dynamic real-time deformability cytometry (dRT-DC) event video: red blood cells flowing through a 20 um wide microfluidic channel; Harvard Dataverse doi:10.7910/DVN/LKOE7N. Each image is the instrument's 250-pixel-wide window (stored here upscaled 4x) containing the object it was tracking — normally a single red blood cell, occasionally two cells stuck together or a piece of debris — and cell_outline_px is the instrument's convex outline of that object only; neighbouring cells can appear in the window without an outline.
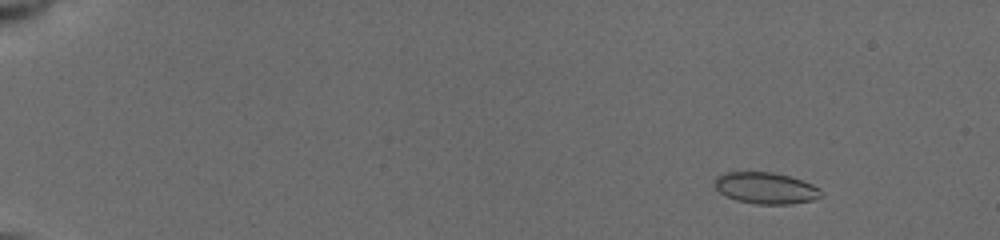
{"species": "common noctule bat (a hibernating species)", "species_latin": "Nyctalus noctula", "temperature_condition": "cold", "stored_images_in_passage": 47, "camera_frame_rate_fps": 3000, "um_per_image_px": 0.085, "animal": {"sex": "female", "body_mass_g": 19.5, "forearm_length_mm": 54.1}, "frame": {"image": 1, "passage_image": 7, "time_ms": 2.333, "image_size_px": [1000, 240], "cell_outline_px": [[824, 196], [812, 200], [792, 204], [756, 204], [736, 200], [720, 192], [716, 188], [716, 176], [724, 172], [772, 172], [788, 176], [812, 184], [820, 188], [824, 192]], "centroid_in_image_um": [65.13, 15.99], "position_along_channel_um": 19.9, "area_um2": 19.48}}
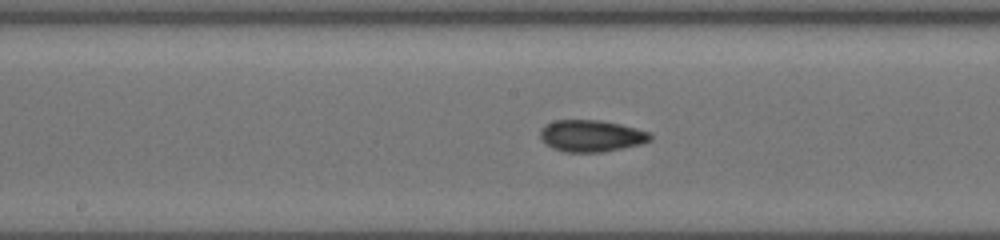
{"frame": {"image": 2, "passage_image": 25, "time_ms": 10.333, "image_size_px": [1000, 240], "cell_outline_px": [[652, 140], [640, 144], [604, 152], [564, 152], [552, 148], [544, 144], [540, 140], [540, 128], [544, 124], [556, 120], [600, 120], [620, 124], [652, 132]], "centroid_in_image_um": [50.23, 11.55], "position_along_channel_um": 198.0, "area_um2": 20.69}}
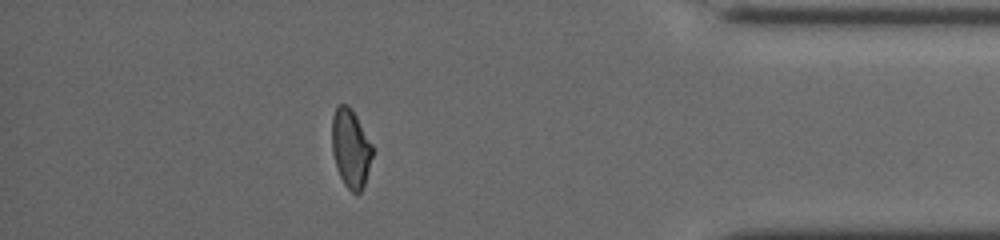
{"frame": {"image": 3, "passage_image": 41, "time_ms": 16.333, "image_size_px": [1000, 240], "cell_outline_px": [[372, 156], [364, 184], [360, 192], [352, 192], [344, 184], [336, 168], [332, 152], [332, 116], [336, 108], [340, 104], [348, 104], [352, 108], [372, 144]], "centroid_in_image_um": [29.79, 12.57], "position_along_channel_um": 405.4, "area_um2": 18.44}, "authors_computed_cell_mechanics": {"area_um2": 19.4208, "velocity_mm_per_s": 3.9547, "shape_relaxation_time_tau1_ms": null, "shape_relaxation_time_tau2_ms": 2.3627, "deformation_change_tau1": null, "deformation_change_tau2": 0.0666}}